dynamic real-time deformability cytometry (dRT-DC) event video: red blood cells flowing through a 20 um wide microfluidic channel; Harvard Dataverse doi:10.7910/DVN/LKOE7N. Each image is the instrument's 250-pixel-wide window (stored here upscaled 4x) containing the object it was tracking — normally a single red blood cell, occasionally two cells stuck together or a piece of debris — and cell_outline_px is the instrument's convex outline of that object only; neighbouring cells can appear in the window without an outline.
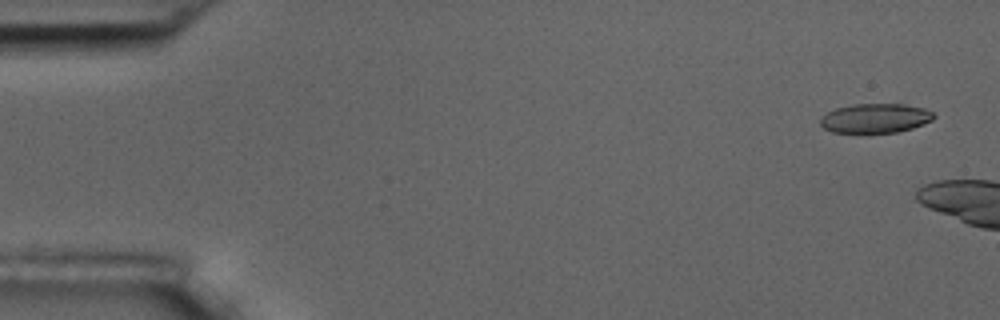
{"species": "common noctule bat (a hibernating species)", "species_latin": "Nyctalus noctula", "temperature_condition": "room temperature", "stored_images_in_passage": 4, "camera_frame_rate_fps": 3000, "um_per_image_px": 0.085, "animal": {"sex": "male", "body_mass_g": 17.5, "forearm_length_mm": 52.3}, "frame": {"image": 1, "passage_image": 1, "time_ms": 0.0, "image_size_px": [1000, 320], "cell_outline_px": [[936, 116], [932, 120], [924, 124], [912, 128], [896, 132], [868, 136], [832, 132], [824, 128], [820, 124], [820, 116], [836, 108], [852, 104], [904, 104], [924, 108], [932, 112]], "centroid_in_image_um": [74.36, 10.1], "position_along_channel_um": 10.6, "area_um2": 20.29}}